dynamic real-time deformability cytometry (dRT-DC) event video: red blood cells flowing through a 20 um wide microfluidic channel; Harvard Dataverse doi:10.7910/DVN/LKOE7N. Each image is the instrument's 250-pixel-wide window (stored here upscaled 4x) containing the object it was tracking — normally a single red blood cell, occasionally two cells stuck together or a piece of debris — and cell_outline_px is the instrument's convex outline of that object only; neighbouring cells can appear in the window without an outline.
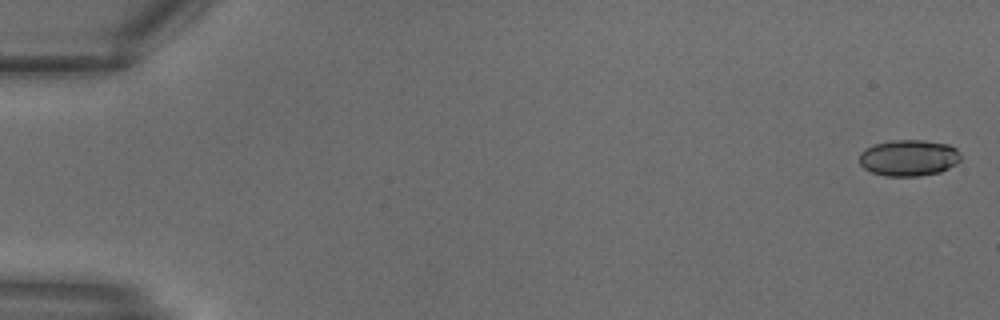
{"species": "common noctule bat (a hibernating species)", "species_latin": "Nyctalus noctula", "temperature_condition": "warm", "stored_images_in_passage": 10, "camera_frame_rate_fps": 3000, "um_per_image_px": 0.085, "animal": {"sex": "male", "body_mass_g": 18.8}, "frame": {"image": 1, "passage_image": 1, "time_ms": 0.0, "image_size_px": [1000, 320], "cell_outline_px": [[960, 160], [956, 164], [940, 172], [920, 176], [884, 176], [872, 172], [864, 168], [860, 164], [860, 152], [864, 148], [876, 144], [892, 140], [924, 140], [948, 144], [956, 148], [960, 152]], "centroid_in_image_um": [77.25, 13.42], "position_along_channel_um": 7.8, "area_um2": 21.56}}
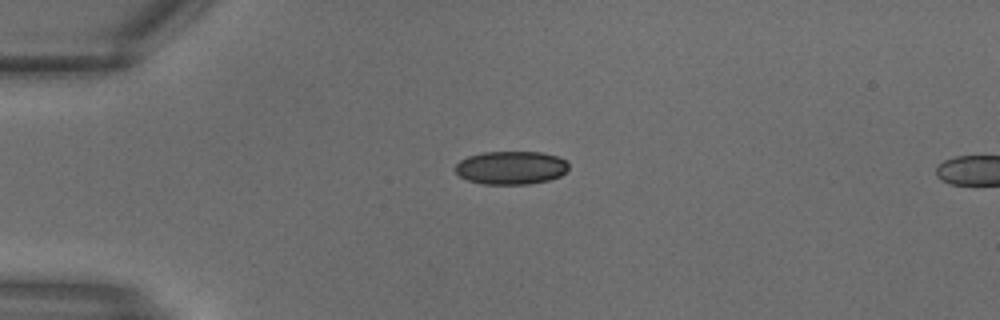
{"frame": {"image": 2, "passage_image": 8, "time_ms": 2.333, "image_size_px": [1000, 320], "cell_outline_px": [[568, 168], [560, 176], [548, 180], [528, 184], [484, 184], [468, 180], [460, 176], [452, 168], [460, 160], [468, 156], [484, 152], [544, 152], [568, 160]], "centroid_in_image_um": [43.43, 14.25], "position_along_channel_um": 41.6, "area_um2": 22.08}}